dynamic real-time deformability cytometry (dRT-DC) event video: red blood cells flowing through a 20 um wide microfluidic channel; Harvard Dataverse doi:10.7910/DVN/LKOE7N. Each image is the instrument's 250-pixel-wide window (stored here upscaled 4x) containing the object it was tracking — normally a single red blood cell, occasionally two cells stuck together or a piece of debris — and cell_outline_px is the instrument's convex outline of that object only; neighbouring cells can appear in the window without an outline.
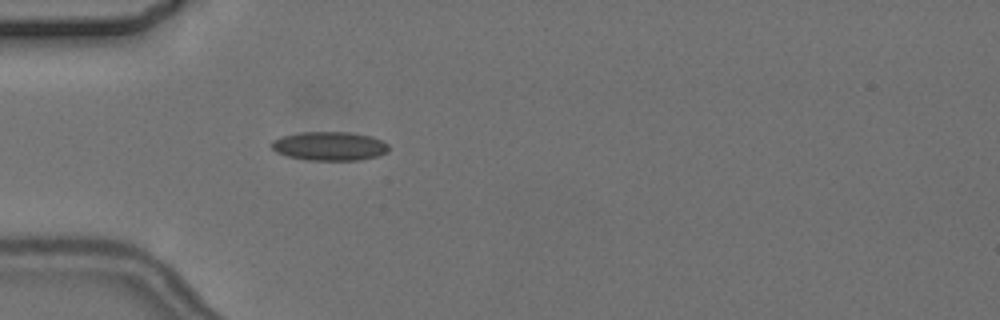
{"species": "common noctule bat (a hibernating species)", "species_latin": "Nyctalus noctula", "temperature_condition": "cold", "stored_images_in_passage": 1, "camera_frame_rate_fps": 3000, "um_per_image_px": 0.085, "animal": {"sex": "female", "body_mass_g": 24.6, "forearm_length_mm": 56.2}, "frame": {"image": 1, "passage_image": 1, "time_ms": 0.0, "image_size_px": [1000, 320], "cell_outline_px": [[388, 152], [380, 156], [356, 160], [308, 160], [288, 156], [276, 152], [268, 144], [272, 140], [284, 136], [300, 132], [348, 132], [372, 136], [384, 140], [388, 144]], "centroid_in_image_um": [28.03, 12.41], "position_along_channel_um": 57.0, "area_um2": 19.88}}